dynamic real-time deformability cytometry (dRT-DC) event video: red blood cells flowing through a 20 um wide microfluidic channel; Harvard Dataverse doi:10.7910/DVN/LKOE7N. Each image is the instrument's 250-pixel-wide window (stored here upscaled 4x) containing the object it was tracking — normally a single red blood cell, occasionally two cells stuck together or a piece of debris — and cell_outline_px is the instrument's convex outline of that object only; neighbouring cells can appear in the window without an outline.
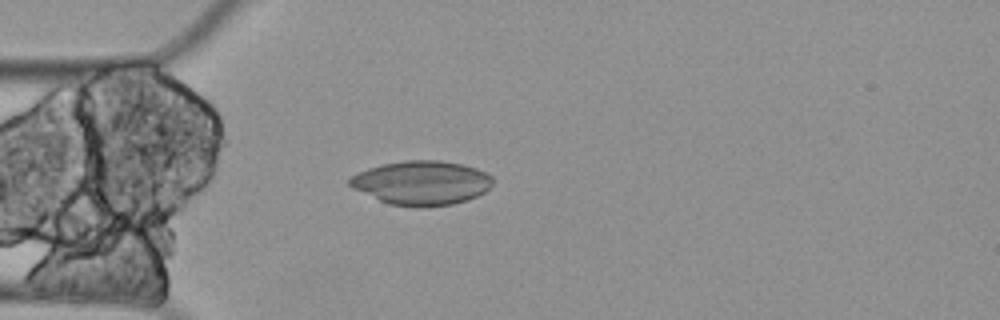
{"species": "Egyptian fruit bat (a non-hibernating species)", "species_latin": "Rousettus aegyptiacus", "temperature_condition": "cold", "stored_images_in_passage": 3, "camera_frame_rate_fps": 3000, "um_per_image_px": 0.085, "animal": {"sex": "female"}, "frame": {"image": 1, "passage_image": 3, "time_ms": 0.667, "image_size_px": [1000, 320], "cell_outline_px": [[492, 184], [484, 192], [468, 200], [452, 204], [388, 204], [352, 188], [348, 184], [348, 180], [352, 176], [368, 168], [384, 164], [404, 160], [440, 160], [464, 164], [476, 168], [492, 176]], "centroid_in_image_um": [35.84, 15.5], "position_along_channel_um": 49.2, "area_um2": 35.95}}